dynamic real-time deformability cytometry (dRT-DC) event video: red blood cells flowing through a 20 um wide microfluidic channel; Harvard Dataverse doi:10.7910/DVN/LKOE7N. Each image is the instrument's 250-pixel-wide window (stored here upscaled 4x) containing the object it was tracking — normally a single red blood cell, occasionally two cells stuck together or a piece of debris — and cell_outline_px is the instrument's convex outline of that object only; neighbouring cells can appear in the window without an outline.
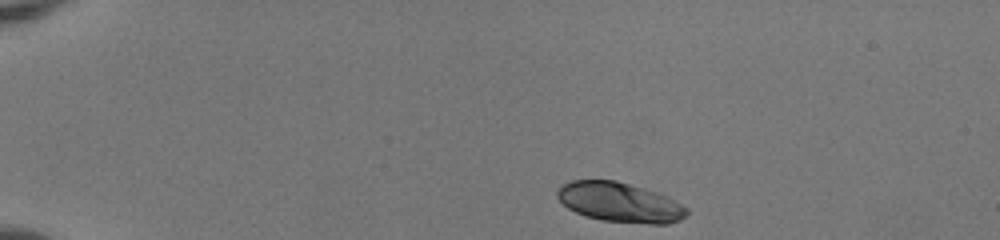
{"species": "human", "species_latin": "Homo sapiens", "temperature_condition": "room temperature", "stored_images_in_passage": 43, "camera_frame_rate_fps": 3000, "um_per_image_px": 0.085, "donor": {"sex": "female"}, "frame": {"image": 1, "passage_image": 1, "time_ms": 0.0, "image_size_px": [1000, 240], "cell_outline_px": [[688, 212], [680, 220], [668, 224], [652, 224], [600, 220], [584, 216], [568, 208], [556, 196], [556, 192], [564, 184], [572, 180], [616, 180], [644, 188], [668, 196], [688, 208]], "centroid_in_image_um": [52.69, 17.2], "position_along_channel_um": 32.3, "area_um2": 29.94}}
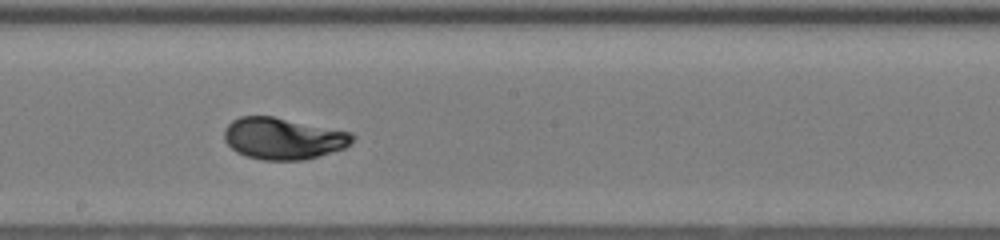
{"frame": {"image": 2, "passage_image": 22, "time_ms": 7.0, "image_size_px": [1000, 240], "cell_outline_px": [[356, 136], [344, 148], [304, 160], [264, 160], [248, 156], [236, 152], [224, 140], [224, 128], [232, 120], [240, 116], [272, 116], [352, 132]], "centroid_in_image_um": [24.05, 11.76], "position_along_channel_um": 224.2, "area_um2": 30.98}}
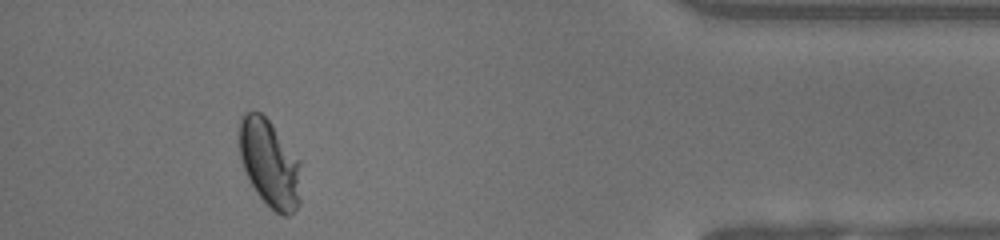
{"frame": {"image": 3, "passage_image": 39, "time_ms": 12.667, "image_size_px": [1000, 240], "cell_outline_px": [[300, 204], [288, 216], [284, 216], [276, 212], [256, 192], [244, 168], [240, 156], [236, 132], [240, 116], [244, 112], [260, 112], [272, 124], [300, 160]], "centroid_in_image_um": [22.89, 13.84], "position_along_channel_um": 412.3, "area_um2": 31.67}, "authors_computed_cell_mechanics": {"area_um2": 30.6918, "velocity_mm_per_s": 4.0158, "shape_relaxation_time_tau1_ms": 2.9946, "shape_relaxation_time_tau2_ms": null, "deformation_change_tau1": 0.1774, "deformation_change_tau2": null}}